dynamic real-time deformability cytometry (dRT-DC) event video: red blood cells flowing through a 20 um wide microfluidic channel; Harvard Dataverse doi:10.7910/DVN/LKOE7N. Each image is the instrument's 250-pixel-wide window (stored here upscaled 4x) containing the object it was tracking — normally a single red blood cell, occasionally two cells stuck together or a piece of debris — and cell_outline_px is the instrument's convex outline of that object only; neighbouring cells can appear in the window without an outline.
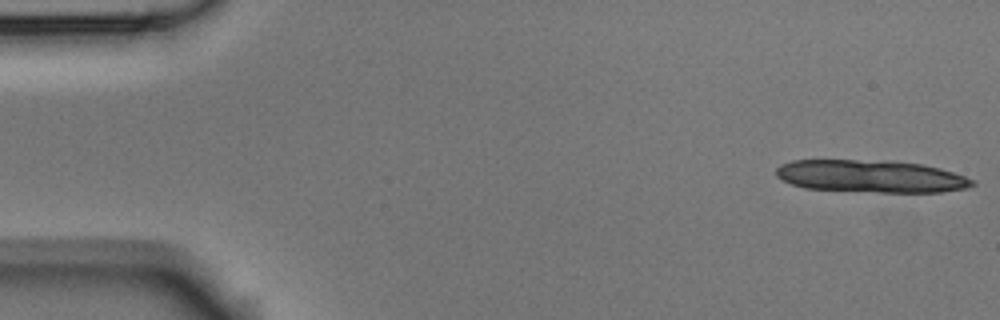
{"species": "Egyptian fruit bat (a non-hibernating species)", "species_latin": "Rousettus aegyptiacus", "temperature_condition": "room temperature", "stored_images_in_passage": 12, "camera_frame_rate_fps": 3000, "um_per_image_px": 0.085, "animal": {"sex": "male"}, "frame": {"image": 1, "passage_image": 1, "time_ms": 0.0, "image_size_px": [1000, 320], "cell_outline_px": [[976, 184], [968, 188], [940, 192], [876, 192], [804, 188], [792, 184], [776, 176], [776, 168], [780, 164], [792, 160], [856, 160], [920, 164], [940, 168], [976, 180]], "centroid_in_image_um": [74.02, 14.99], "position_along_channel_um": 11.0, "area_um2": 36.76}}